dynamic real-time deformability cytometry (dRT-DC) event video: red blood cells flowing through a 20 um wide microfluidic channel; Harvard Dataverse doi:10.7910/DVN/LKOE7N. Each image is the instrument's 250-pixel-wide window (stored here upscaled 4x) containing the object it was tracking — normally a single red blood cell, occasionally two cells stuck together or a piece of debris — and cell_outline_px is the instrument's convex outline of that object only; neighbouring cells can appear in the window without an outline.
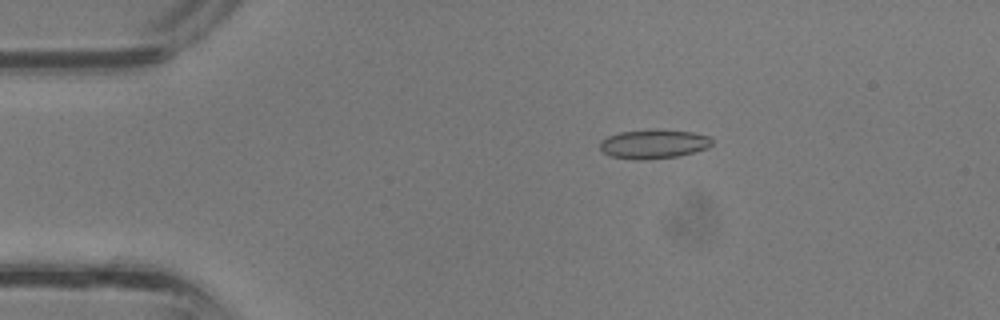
{"species": "common noctule bat (a hibernating species)", "species_latin": "Nyctalus noctula", "temperature_condition": "room temperature", "stored_images_in_passage": 13, "camera_frame_rate_fps": 3000, "um_per_image_px": 0.085, "animal": {"sex": "male", "body_mass_g": 13.3}, "frame": {"image": 1, "passage_image": 2, "time_ms": 0.333, "image_size_px": [1000, 320], "cell_outline_px": [[712, 144], [708, 148], [680, 156], [640, 160], [636, 160], [612, 156], [604, 152], [600, 148], [600, 140], [608, 136], [620, 132], [656, 128], [692, 132], [712, 136]], "centroid_in_image_um": [55.6, 12.22], "position_along_channel_um": 29.4, "area_um2": 19.31}}
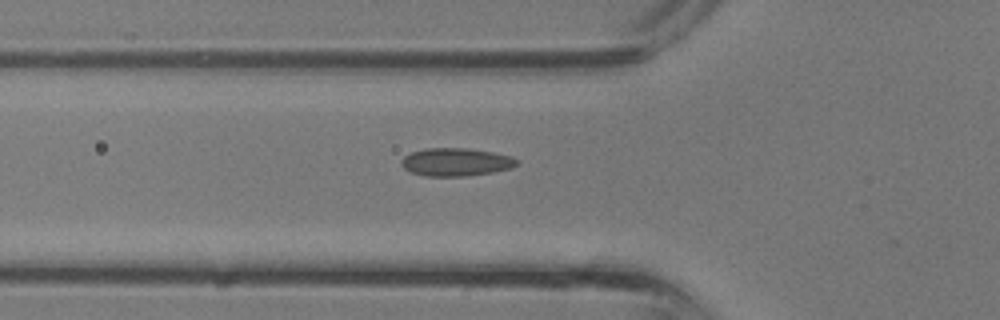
{"frame": {"image": 2, "passage_image": 8, "time_ms": 2.333, "image_size_px": [1000, 320], "cell_outline_px": [[520, 164], [512, 168], [492, 172], [464, 176], [424, 176], [408, 172], [400, 164], [400, 160], [404, 156], [412, 152], [424, 148], [468, 148], [492, 152], [512, 156], [520, 160]], "centroid_in_image_um": [38.75, 13.77], "position_along_channel_um": 87.0, "area_um2": 19.13}}
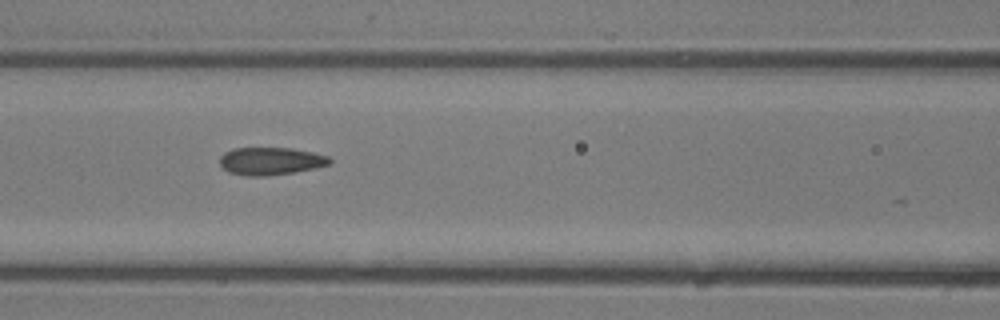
{"frame": {"image": 3, "passage_image": 11, "time_ms": 3.333, "image_size_px": [1000, 320], "cell_outline_px": [[332, 164], [316, 168], [296, 172], [268, 176], [244, 176], [228, 172], [220, 164], [220, 156], [224, 152], [232, 148], [292, 148], [312, 152], [328, 156], [332, 160]], "centroid_in_image_um": [23.02, 13.7], "position_along_channel_um": 143.6, "area_um2": 17.98}}